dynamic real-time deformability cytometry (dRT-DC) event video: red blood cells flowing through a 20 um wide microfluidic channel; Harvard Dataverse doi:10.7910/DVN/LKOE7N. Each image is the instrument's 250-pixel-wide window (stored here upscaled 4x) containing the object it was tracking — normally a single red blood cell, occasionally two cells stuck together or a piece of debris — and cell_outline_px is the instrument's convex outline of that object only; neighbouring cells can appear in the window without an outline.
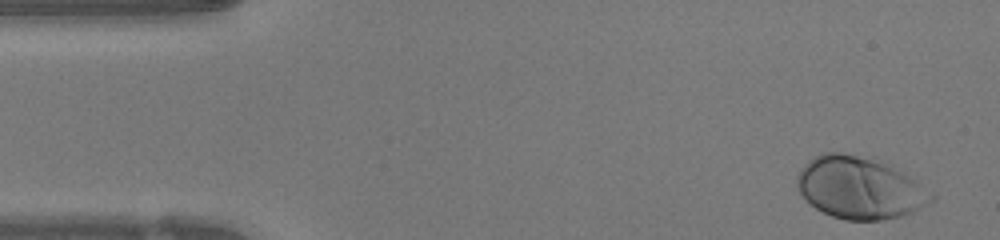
{"species": "human", "species_latin": "Homo sapiens", "temperature_condition": "warm", "stored_images_in_passage": 47, "camera_frame_rate_fps": 3000, "um_per_image_px": 0.085, "donor": {"sex": "female"}, "frame": {"image": 1, "passage_image": 2, "time_ms": 0.333, "image_size_px": [1000, 240], "cell_outline_px": [[936, 196], [932, 200], [912, 212], [904, 216], [880, 220], [844, 220], [832, 216], [816, 208], [800, 192], [796, 184], [796, 176], [804, 164], [816, 156], [824, 152], [844, 152], [872, 156], [908, 176]], "centroid_in_image_um": [73.04, 15.94], "position_along_channel_um": 12.0, "area_um2": 48.32}}
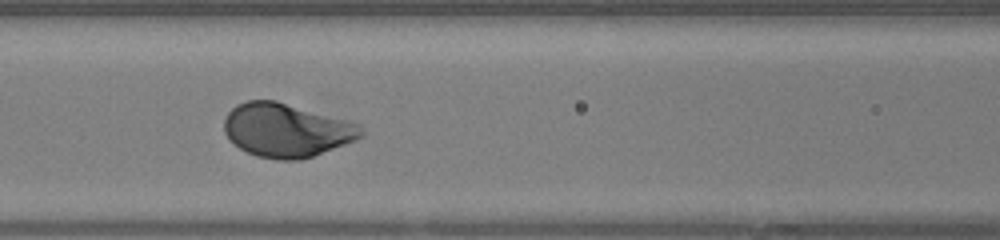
{"frame": {"image": 2, "passage_image": 19, "time_ms": 6.0, "image_size_px": [1000, 240], "cell_outline_px": [[364, 136], [356, 140], [312, 156], [300, 160], [280, 160], [256, 156], [240, 148], [224, 132], [224, 120], [228, 112], [236, 104], [248, 100], [276, 100], [348, 120], [360, 124], [364, 132]], "centroid_in_image_um": [24.37, 11.05], "position_along_channel_um": 142.2, "area_um2": 42.83}}
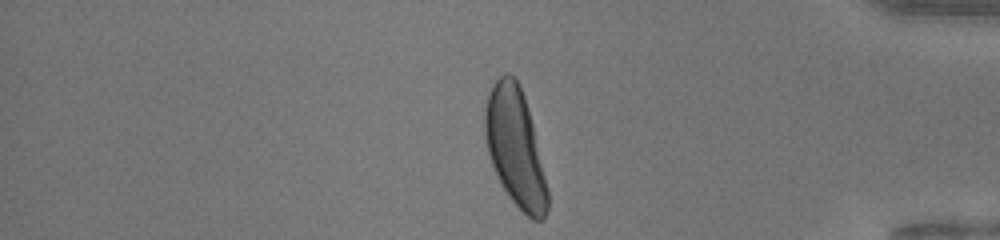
{"frame": {"image": 3, "passage_image": 39, "time_ms": 12.667, "image_size_px": [1000, 240], "cell_outline_px": [[548, 208], [544, 216], [540, 220], [532, 220], [512, 200], [504, 188], [492, 164], [488, 152], [484, 132], [484, 108], [488, 92], [492, 84], [504, 72], [508, 72], [520, 84], [524, 96], [532, 124], [548, 192]], "centroid_in_image_um": [43.76, 12.47], "position_along_channel_um": 391.4, "area_um2": 42.37}, "authors_computed_cell_mechanics": {"area_um2": 42.9454, "velocity_mm_per_s": 4.218, "shape_relaxation_time_tau1_ms": 1.2927, "shape_relaxation_time_tau2_ms": null, "deformation_change_tau1": 0.1369, "deformation_change_tau2": null}}